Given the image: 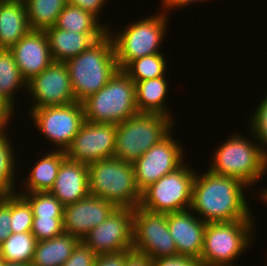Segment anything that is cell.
Segmentation results:
<instances>
[{
	"mask_svg": "<svg viewBox=\"0 0 267 266\" xmlns=\"http://www.w3.org/2000/svg\"><path fill=\"white\" fill-rule=\"evenodd\" d=\"M204 171H197L190 208L200 219L207 223L256 220L247 201L251 187L237 178Z\"/></svg>",
	"mask_w": 267,
	"mask_h": 266,
	"instance_id": "6da1fadb",
	"label": "cell"
},
{
	"mask_svg": "<svg viewBox=\"0 0 267 266\" xmlns=\"http://www.w3.org/2000/svg\"><path fill=\"white\" fill-rule=\"evenodd\" d=\"M249 134V139L237 131L229 135L213 155L211 153L209 161L212 163L207 169L217 175L237 178L252 190L267 175V156L254 134Z\"/></svg>",
	"mask_w": 267,
	"mask_h": 266,
	"instance_id": "7a4b0ae2",
	"label": "cell"
},
{
	"mask_svg": "<svg viewBox=\"0 0 267 266\" xmlns=\"http://www.w3.org/2000/svg\"><path fill=\"white\" fill-rule=\"evenodd\" d=\"M65 63L76 102L80 103L104 87L119 70L113 40L108 33Z\"/></svg>",
	"mask_w": 267,
	"mask_h": 266,
	"instance_id": "3957f363",
	"label": "cell"
},
{
	"mask_svg": "<svg viewBox=\"0 0 267 266\" xmlns=\"http://www.w3.org/2000/svg\"><path fill=\"white\" fill-rule=\"evenodd\" d=\"M155 14V15H154ZM170 17L166 12L160 9V12L153 13V16L133 20L122 27L115 29L112 26L108 28L116 54L117 65L122 70L130 61L144 56L162 53L161 43L166 39L168 22ZM114 34V35H113Z\"/></svg>",
	"mask_w": 267,
	"mask_h": 266,
	"instance_id": "277c9868",
	"label": "cell"
},
{
	"mask_svg": "<svg viewBox=\"0 0 267 266\" xmlns=\"http://www.w3.org/2000/svg\"><path fill=\"white\" fill-rule=\"evenodd\" d=\"M90 195L103 198L116 208L135 209L141 192L135 183L134 167L117 157L88 164Z\"/></svg>",
	"mask_w": 267,
	"mask_h": 266,
	"instance_id": "5b68a950",
	"label": "cell"
},
{
	"mask_svg": "<svg viewBox=\"0 0 267 266\" xmlns=\"http://www.w3.org/2000/svg\"><path fill=\"white\" fill-rule=\"evenodd\" d=\"M256 223V220L207 223L200 257L202 266H236V260L255 242Z\"/></svg>",
	"mask_w": 267,
	"mask_h": 266,
	"instance_id": "8992f818",
	"label": "cell"
},
{
	"mask_svg": "<svg viewBox=\"0 0 267 266\" xmlns=\"http://www.w3.org/2000/svg\"><path fill=\"white\" fill-rule=\"evenodd\" d=\"M81 103L85 121L92 123L119 124L139 113L135 83L120 69L104 87Z\"/></svg>",
	"mask_w": 267,
	"mask_h": 266,
	"instance_id": "52a82bcc",
	"label": "cell"
},
{
	"mask_svg": "<svg viewBox=\"0 0 267 266\" xmlns=\"http://www.w3.org/2000/svg\"><path fill=\"white\" fill-rule=\"evenodd\" d=\"M176 126L164 115L137 113L116 124L114 157L134 163L153 145L158 144Z\"/></svg>",
	"mask_w": 267,
	"mask_h": 266,
	"instance_id": "ba28073f",
	"label": "cell"
},
{
	"mask_svg": "<svg viewBox=\"0 0 267 266\" xmlns=\"http://www.w3.org/2000/svg\"><path fill=\"white\" fill-rule=\"evenodd\" d=\"M187 163L185 161L177 170L162 176L144 189L139 206L163 214L189 210L197 170Z\"/></svg>",
	"mask_w": 267,
	"mask_h": 266,
	"instance_id": "9c48e42d",
	"label": "cell"
},
{
	"mask_svg": "<svg viewBox=\"0 0 267 266\" xmlns=\"http://www.w3.org/2000/svg\"><path fill=\"white\" fill-rule=\"evenodd\" d=\"M29 113V119L31 118L35 129L44 135L51 147L54 145L52 150L55 151L65 152L85 121L80 102L32 109Z\"/></svg>",
	"mask_w": 267,
	"mask_h": 266,
	"instance_id": "30bf717a",
	"label": "cell"
},
{
	"mask_svg": "<svg viewBox=\"0 0 267 266\" xmlns=\"http://www.w3.org/2000/svg\"><path fill=\"white\" fill-rule=\"evenodd\" d=\"M132 245L152 260L177 256L166 214L150 212L140 206L133 209Z\"/></svg>",
	"mask_w": 267,
	"mask_h": 266,
	"instance_id": "8fae6325",
	"label": "cell"
},
{
	"mask_svg": "<svg viewBox=\"0 0 267 266\" xmlns=\"http://www.w3.org/2000/svg\"><path fill=\"white\" fill-rule=\"evenodd\" d=\"M174 130L133 163L135 183L140 192L185 163L184 146L172 135Z\"/></svg>",
	"mask_w": 267,
	"mask_h": 266,
	"instance_id": "7c38bea8",
	"label": "cell"
},
{
	"mask_svg": "<svg viewBox=\"0 0 267 266\" xmlns=\"http://www.w3.org/2000/svg\"><path fill=\"white\" fill-rule=\"evenodd\" d=\"M28 111L47 106H64L76 102L69 70L65 62L53 61L39 75L27 82Z\"/></svg>",
	"mask_w": 267,
	"mask_h": 266,
	"instance_id": "4fadbf2b",
	"label": "cell"
},
{
	"mask_svg": "<svg viewBox=\"0 0 267 266\" xmlns=\"http://www.w3.org/2000/svg\"><path fill=\"white\" fill-rule=\"evenodd\" d=\"M116 124L84 121L65 151L68 159L90 164L114 157Z\"/></svg>",
	"mask_w": 267,
	"mask_h": 266,
	"instance_id": "5bb4252c",
	"label": "cell"
},
{
	"mask_svg": "<svg viewBox=\"0 0 267 266\" xmlns=\"http://www.w3.org/2000/svg\"><path fill=\"white\" fill-rule=\"evenodd\" d=\"M133 209L116 208L82 240L96 255L119 253L133 248Z\"/></svg>",
	"mask_w": 267,
	"mask_h": 266,
	"instance_id": "9a60e30c",
	"label": "cell"
},
{
	"mask_svg": "<svg viewBox=\"0 0 267 266\" xmlns=\"http://www.w3.org/2000/svg\"><path fill=\"white\" fill-rule=\"evenodd\" d=\"M115 209L107 200L89 195L64 206L63 230L82 241L90 230L103 222Z\"/></svg>",
	"mask_w": 267,
	"mask_h": 266,
	"instance_id": "2e32d148",
	"label": "cell"
},
{
	"mask_svg": "<svg viewBox=\"0 0 267 266\" xmlns=\"http://www.w3.org/2000/svg\"><path fill=\"white\" fill-rule=\"evenodd\" d=\"M166 217L170 235L177 248V256L200 260L207 222L191 209L167 213Z\"/></svg>",
	"mask_w": 267,
	"mask_h": 266,
	"instance_id": "e0dca14e",
	"label": "cell"
},
{
	"mask_svg": "<svg viewBox=\"0 0 267 266\" xmlns=\"http://www.w3.org/2000/svg\"><path fill=\"white\" fill-rule=\"evenodd\" d=\"M10 51L26 82L39 75L53 62L45 31L30 30Z\"/></svg>",
	"mask_w": 267,
	"mask_h": 266,
	"instance_id": "ac0fdd59",
	"label": "cell"
},
{
	"mask_svg": "<svg viewBox=\"0 0 267 266\" xmlns=\"http://www.w3.org/2000/svg\"><path fill=\"white\" fill-rule=\"evenodd\" d=\"M49 192L64 206L89 196L88 165L66 157Z\"/></svg>",
	"mask_w": 267,
	"mask_h": 266,
	"instance_id": "d6986e66",
	"label": "cell"
},
{
	"mask_svg": "<svg viewBox=\"0 0 267 266\" xmlns=\"http://www.w3.org/2000/svg\"><path fill=\"white\" fill-rule=\"evenodd\" d=\"M50 53L55 62H66L87 50L107 33H74L52 26L45 30Z\"/></svg>",
	"mask_w": 267,
	"mask_h": 266,
	"instance_id": "ffe728a7",
	"label": "cell"
},
{
	"mask_svg": "<svg viewBox=\"0 0 267 266\" xmlns=\"http://www.w3.org/2000/svg\"><path fill=\"white\" fill-rule=\"evenodd\" d=\"M42 155L33 164L34 166L29 168L31 169L28 171L30 174H25L27 178H23L24 182L21 181L22 186L18 185L17 193L49 192L53 187L61 163L66 158L65 152L48 150Z\"/></svg>",
	"mask_w": 267,
	"mask_h": 266,
	"instance_id": "44dd1931",
	"label": "cell"
},
{
	"mask_svg": "<svg viewBox=\"0 0 267 266\" xmlns=\"http://www.w3.org/2000/svg\"><path fill=\"white\" fill-rule=\"evenodd\" d=\"M30 30L23 0L0 1V49H10Z\"/></svg>",
	"mask_w": 267,
	"mask_h": 266,
	"instance_id": "7402d4cb",
	"label": "cell"
},
{
	"mask_svg": "<svg viewBox=\"0 0 267 266\" xmlns=\"http://www.w3.org/2000/svg\"><path fill=\"white\" fill-rule=\"evenodd\" d=\"M167 74L162 77L135 83L136 106L139 113H154L167 116L175 123L167 104L169 84ZM168 105V106H167Z\"/></svg>",
	"mask_w": 267,
	"mask_h": 266,
	"instance_id": "603a6c76",
	"label": "cell"
},
{
	"mask_svg": "<svg viewBox=\"0 0 267 266\" xmlns=\"http://www.w3.org/2000/svg\"><path fill=\"white\" fill-rule=\"evenodd\" d=\"M80 240L63 232L57 237L37 241L32 266H62Z\"/></svg>",
	"mask_w": 267,
	"mask_h": 266,
	"instance_id": "cb8c5ba5",
	"label": "cell"
},
{
	"mask_svg": "<svg viewBox=\"0 0 267 266\" xmlns=\"http://www.w3.org/2000/svg\"><path fill=\"white\" fill-rule=\"evenodd\" d=\"M111 22H102L91 12L67 3L60 12L56 27L76 33H107Z\"/></svg>",
	"mask_w": 267,
	"mask_h": 266,
	"instance_id": "d4e9b609",
	"label": "cell"
},
{
	"mask_svg": "<svg viewBox=\"0 0 267 266\" xmlns=\"http://www.w3.org/2000/svg\"><path fill=\"white\" fill-rule=\"evenodd\" d=\"M18 90L19 93L27 92V82L22 78L10 49H0V94L16 107Z\"/></svg>",
	"mask_w": 267,
	"mask_h": 266,
	"instance_id": "484cf974",
	"label": "cell"
},
{
	"mask_svg": "<svg viewBox=\"0 0 267 266\" xmlns=\"http://www.w3.org/2000/svg\"><path fill=\"white\" fill-rule=\"evenodd\" d=\"M31 30L45 31L55 26L67 0H23Z\"/></svg>",
	"mask_w": 267,
	"mask_h": 266,
	"instance_id": "4316f807",
	"label": "cell"
},
{
	"mask_svg": "<svg viewBox=\"0 0 267 266\" xmlns=\"http://www.w3.org/2000/svg\"><path fill=\"white\" fill-rule=\"evenodd\" d=\"M7 133L8 128H0V195L16 192L18 184L15 180H18L17 177H19L16 171L20 169L17 168L16 160L18 159L14 153L16 143L12 142L14 140H11L10 134Z\"/></svg>",
	"mask_w": 267,
	"mask_h": 266,
	"instance_id": "83f0119b",
	"label": "cell"
},
{
	"mask_svg": "<svg viewBox=\"0 0 267 266\" xmlns=\"http://www.w3.org/2000/svg\"><path fill=\"white\" fill-rule=\"evenodd\" d=\"M37 240L31 232L11 233L0 244L1 255L6 262L31 263Z\"/></svg>",
	"mask_w": 267,
	"mask_h": 266,
	"instance_id": "f1b7e54d",
	"label": "cell"
},
{
	"mask_svg": "<svg viewBox=\"0 0 267 266\" xmlns=\"http://www.w3.org/2000/svg\"><path fill=\"white\" fill-rule=\"evenodd\" d=\"M167 60L163 53L139 57L130 61L122 70L134 81H145L165 76Z\"/></svg>",
	"mask_w": 267,
	"mask_h": 266,
	"instance_id": "f546056e",
	"label": "cell"
},
{
	"mask_svg": "<svg viewBox=\"0 0 267 266\" xmlns=\"http://www.w3.org/2000/svg\"><path fill=\"white\" fill-rule=\"evenodd\" d=\"M19 194L28 201L33 217H63L64 205L50 192Z\"/></svg>",
	"mask_w": 267,
	"mask_h": 266,
	"instance_id": "4dcf8cb0",
	"label": "cell"
},
{
	"mask_svg": "<svg viewBox=\"0 0 267 266\" xmlns=\"http://www.w3.org/2000/svg\"><path fill=\"white\" fill-rule=\"evenodd\" d=\"M33 212L28 201L19 193H11V233L31 232Z\"/></svg>",
	"mask_w": 267,
	"mask_h": 266,
	"instance_id": "1f68e13d",
	"label": "cell"
},
{
	"mask_svg": "<svg viewBox=\"0 0 267 266\" xmlns=\"http://www.w3.org/2000/svg\"><path fill=\"white\" fill-rule=\"evenodd\" d=\"M256 104L253 114L250 113L249 131L252 132L259 142L262 152L267 156V95Z\"/></svg>",
	"mask_w": 267,
	"mask_h": 266,
	"instance_id": "d6a6232c",
	"label": "cell"
},
{
	"mask_svg": "<svg viewBox=\"0 0 267 266\" xmlns=\"http://www.w3.org/2000/svg\"><path fill=\"white\" fill-rule=\"evenodd\" d=\"M63 217H33L31 233L37 241L57 237L64 232Z\"/></svg>",
	"mask_w": 267,
	"mask_h": 266,
	"instance_id": "836d02e7",
	"label": "cell"
},
{
	"mask_svg": "<svg viewBox=\"0 0 267 266\" xmlns=\"http://www.w3.org/2000/svg\"><path fill=\"white\" fill-rule=\"evenodd\" d=\"M96 254L83 242L74 247L70 258L62 266H94Z\"/></svg>",
	"mask_w": 267,
	"mask_h": 266,
	"instance_id": "e575fe53",
	"label": "cell"
},
{
	"mask_svg": "<svg viewBox=\"0 0 267 266\" xmlns=\"http://www.w3.org/2000/svg\"><path fill=\"white\" fill-rule=\"evenodd\" d=\"M11 193L0 195V244L11 235Z\"/></svg>",
	"mask_w": 267,
	"mask_h": 266,
	"instance_id": "d590c367",
	"label": "cell"
},
{
	"mask_svg": "<svg viewBox=\"0 0 267 266\" xmlns=\"http://www.w3.org/2000/svg\"><path fill=\"white\" fill-rule=\"evenodd\" d=\"M152 266H202V263L195 258L175 256L152 260Z\"/></svg>",
	"mask_w": 267,
	"mask_h": 266,
	"instance_id": "8d00e7d4",
	"label": "cell"
},
{
	"mask_svg": "<svg viewBox=\"0 0 267 266\" xmlns=\"http://www.w3.org/2000/svg\"><path fill=\"white\" fill-rule=\"evenodd\" d=\"M108 0H67V3L80 7L81 9L91 12L93 15H95L98 19L101 17L99 16L101 11H103L105 8V5H107Z\"/></svg>",
	"mask_w": 267,
	"mask_h": 266,
	"instance_id": "74e56055",
	"label": "cell"
},
{
	"mask_svg": "<svg viewBox=\"0 0 267 266\" xmlns=\"http://www.w3.org/2000/svg\"><path fill=\"white\" fill-rule=\"evenodd\" d=\"M16 113L15 107L0 94V128L10 129L12 118Z\"/></svg>",
	"mask_w": 267,
	"mask_h": 266,
	"instance_id": "f35d334b",
	"label": "cell"
},
{
	"mask_svg": "<svg viewBox=\"0 0 267 266\" xmlns=\"http://www.w3.org/2000/svg\"><path fill=\"white\" fill-rule=\"evenodd\" d=\"M124 266H152V259L135 249L125 251V265Z\"/></svg>",
	"mask_w": 267,
	"mask_h": 266,
	"instance_id": "ab89813d",
	"label": "cell"
},
{
	"mask_svg": "<svg viewBox=\"0 0 267 266\" xmlns=\"http://www.w3.org/2000/svg\"><path fill=\"white\" fill-rule=\"evenodd\" d=\"M125 251L119 253H110L97 255L94 266H124Z\"/></svg>",
	"mask_w": 267,
	"mask_h": 266,
	"instance_id": "60d3db41",
	"label": "cell"
},
{
	"mask_svg": "<svg viewBox=\"0 0 267 266\" xmlns=\"http://www.w3.org/2000/svg\"><path fill=\"white\" fill-rule=\"evenodd\" d=\"M208 0H161L159 6V9H162L164 12H166L168 15H170V11L172 12V9H178L179 8H186V6L191 5L192 3H207ZM210 1V0H209ZM212 1V0H211Z\"/></svg>",
	"mask_w": 267,
	"mask_h": 266,
	"instance_id": "b9f144b4",
	"label": "cell"
},
{
	"mask_svg": "<svg viewBox=\"0 0 267 266\" xmlns=\"http://www.w3.org/2000/svg\"><path fill=\"white\" fill-rule=\"evenodd\" d=\"M267 186H265V188L264 187H259L260 188V190L261 191H257V192H259V193H256V195H257V197H259L260 199L259 200H261V201H258V202H263V204H265L266 203V205L265 206H267V188H266Z\"/></svg>",
	"mask_w": 267,
	"mask_h": 266,
	"instance_id": "7bdbcfd3",
	"label": "cell"
},
{
	"mask_svg": "<svg viewBox=\"0 0 267 266\" xmlns=\"http://www.w3.org/2000/svg\"><path fill=\"white\" fill-rule=\"evenodd\" d=\"M4 266H32L31 263H12L6 262Z\"/></svg>",
	"mask_w": 267,
	"mask_h": 266,
	"instance_id": "ee69618b",
	"label": "cell"
},
{
	"mask_svg": "<svg viewBox=\"0 0 267 266\" xmlns=\"http://www.w3.org/2000/svg\"><path fill=\"white\" fill-rule=\"evenodd\" d=\"M5 263H6V260H5L4 257L0 254V266H4Z\"/></svg>",
	"mask_w": 267,
	"mask_h": 266,
	"instance_id": "f6af8a7d",
	"label": "cell"
}]
</instances>
